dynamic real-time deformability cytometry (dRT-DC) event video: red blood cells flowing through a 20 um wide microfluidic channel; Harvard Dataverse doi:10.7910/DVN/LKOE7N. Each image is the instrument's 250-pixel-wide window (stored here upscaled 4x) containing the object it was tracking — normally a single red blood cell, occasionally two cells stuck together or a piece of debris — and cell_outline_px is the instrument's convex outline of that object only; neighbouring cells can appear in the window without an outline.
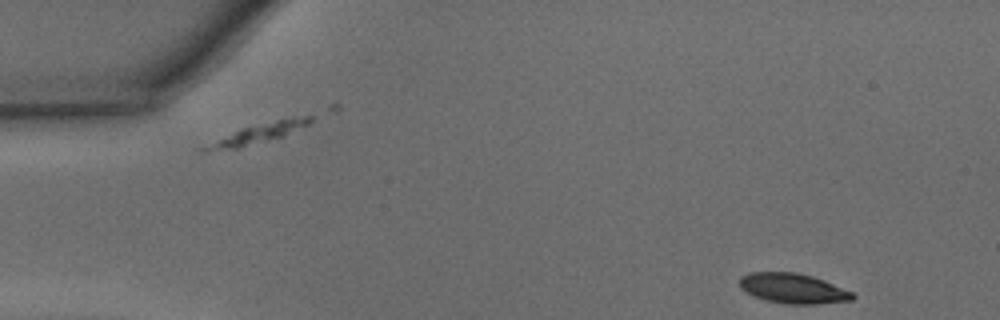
{"species": "common noctule bat (a hibernating species)", "species_latin": "Nyctalus noctula", "temperature_condition": "warm", "stored_images_in_passage": 4, "segment_of_instrument_passage": [2, 2], "camera_frame_rate_fps": 3000, "um_per_image_px": 0.085, "animal": {"sex": "male", "body_mass_g": 15.6}, "frame": {"image": 1, "passage_image": 4, "time_ms": 1.0, "image_size_px": [1000, 320], "cell_outline_px": [[856, 296], [852, 300], [820, 304], [788, 304], [768, 300], [756, 296], [740, 288], [740, 276], [748, 272], [796, 272], [812, 276], [824, 280], [852, 292]], "centroid_in_image_um": [67.42, 24.5], "position_along_channel_um": 17.6, "area_um2": 19.65}}